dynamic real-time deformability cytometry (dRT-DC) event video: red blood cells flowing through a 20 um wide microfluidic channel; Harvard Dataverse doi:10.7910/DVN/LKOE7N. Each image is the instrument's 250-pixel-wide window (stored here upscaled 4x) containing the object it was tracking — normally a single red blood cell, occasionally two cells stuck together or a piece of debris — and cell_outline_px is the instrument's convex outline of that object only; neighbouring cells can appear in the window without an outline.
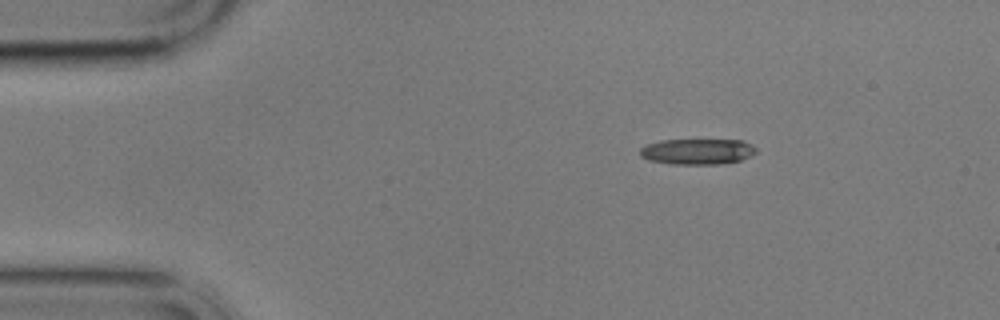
{"species": "common noctule bat (a hibernating species)", "species_latin": "Nyctalus noctula", "temperature_condition": "cold", "stored_images_in_passage": 4, "segment_of_instrument_passage": [1, 2], "camera_frame_rate_fps": 3000, "um_per_image_px": 0.085, "animal": {"sex": "male", "body_mass_g": 17.9}, "frame": {"image": 1, "passage_image": 2, "time_ms": 1.0, "image_size_px": [1000, 320], "cell_outline_px": [[756, 152], [752, 156], [740, 160], [720, 164], [672, 164], [648, 160], [640, 156], [640, 148], [648, 144], [660, 140], [744, 140], [752, 144], [756, 148]], "centroid_in_image_um": [59.3, 12.88], "position_along_channel_um": 25.7, "area_um2": 17.51}}